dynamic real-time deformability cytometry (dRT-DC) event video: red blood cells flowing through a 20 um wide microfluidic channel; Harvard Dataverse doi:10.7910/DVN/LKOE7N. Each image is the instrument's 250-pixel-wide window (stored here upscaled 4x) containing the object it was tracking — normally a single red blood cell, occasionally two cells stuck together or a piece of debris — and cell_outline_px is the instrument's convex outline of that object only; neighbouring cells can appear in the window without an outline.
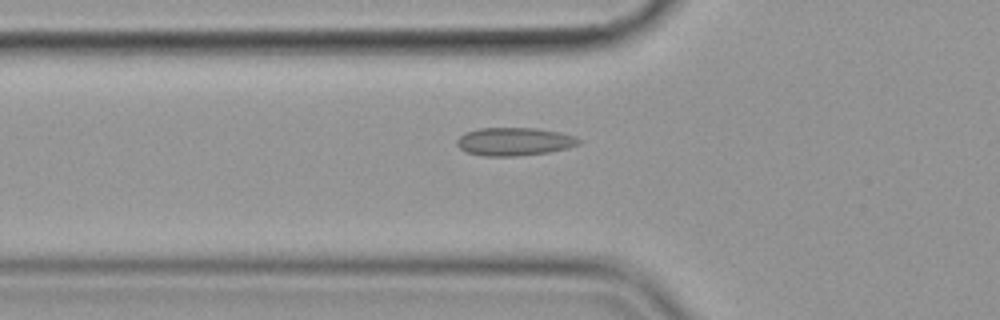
{"species": "common noctule bat (a hibernating species)", "species_latin": "Nyctalus noctula", "temperature_condition": "cold", "stored_images_in_passage": 43, "camera_frame_rate_fps": 3000, "um_per_image_px": 0.085, "animal": {"sex": "female", "body_mass_g": 19.9}, "frame": {"image": 1, "passage_image": 9, "time_ms": 2.667, "image_size_px": [1000, 320], "cell_outline_px": [[580, 144], [568, 148], [548, 152], [516, 156], [484, 156], [468, 152], [460, 148], [456, 144], [456, 140], [464, 132], [480, 128], [536, 128], [560, 132], [572, 136], [580, 140]], "centroid_in_image_um": [43.69, 12.03], "position_along_channel_um": 82.1, "area_um2": 19.88}}
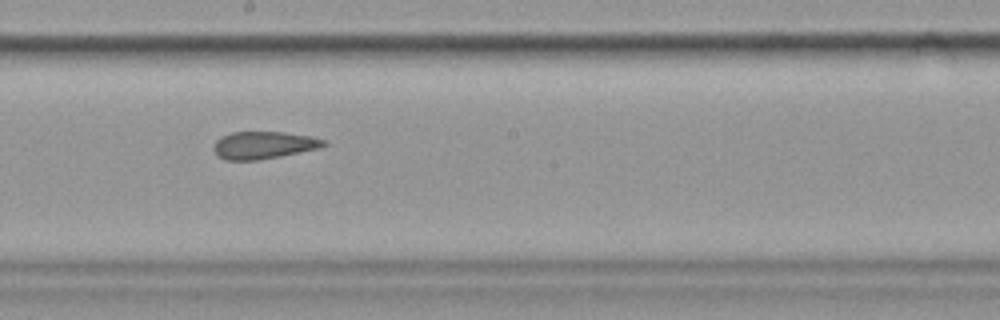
{"frame": {"image": 2, "passage_image": 21, "time_ms": 6.667, "image_size_px": [1000, 320], "cell_outline_px": [[328, 144], [320, 148], [256, 160], [224, 160], [212, 148], [216, 140], [232, 132], [284, 132], [312, 136], [324, 140]], "centroid_in_image_um": [22.42, 12.33], "position_along_channel_um": 225.8, "area_um2": 17.34}}
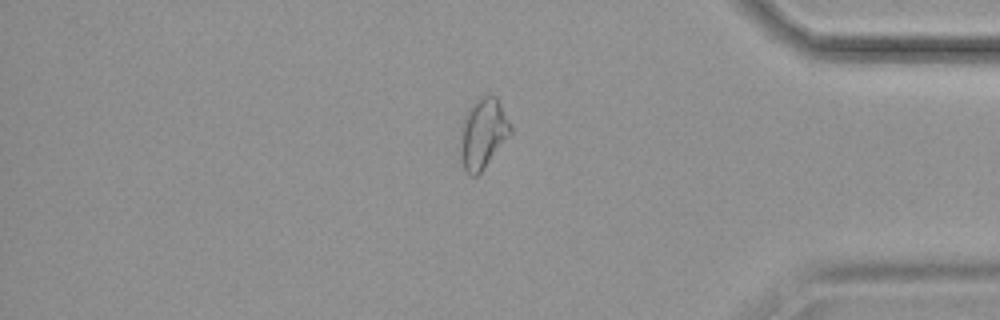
{"frame": {"image": 3, "passage_image": 37, "time_ms": 12.0, "image_size_px": [1000, 320], "cell_outline_px": [[512, 136], [484, 168], [476, 176], [472, 176], [464, 168], [460, 156], [460, 132], [464, 116], [468, 108], [472, 104], [488, 92], [496, 96], [512, 128]], "centroid_in_image_um": [41.07, 11.34], "position_along_channel_um": 394.1, "area_um2": 20.81}, "authors_computed_cell_mechanics": {"area_um2": 18.9584, "velocity_mm_per_s": 3.5862, "shape_relaxation_time_tau1_ms": null, "shape_relaxation_time_tau2_ms": 1.8751, "deformation_change_tau1": null, "deformation_change_tau2": 0.0738}}